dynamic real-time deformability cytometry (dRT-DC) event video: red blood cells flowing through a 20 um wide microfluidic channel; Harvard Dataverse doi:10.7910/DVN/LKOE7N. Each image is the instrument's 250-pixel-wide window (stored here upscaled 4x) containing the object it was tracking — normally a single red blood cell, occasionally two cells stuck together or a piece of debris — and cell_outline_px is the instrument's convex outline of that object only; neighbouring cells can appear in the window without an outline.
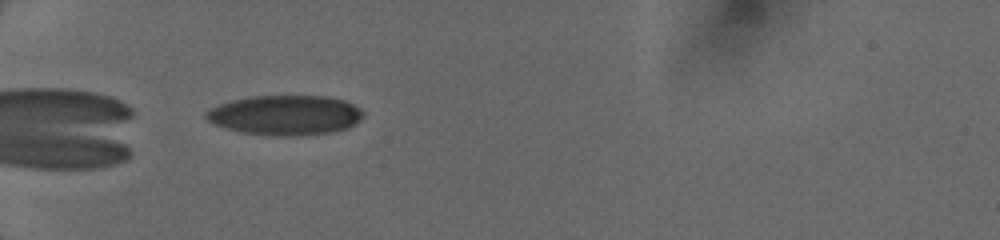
{"species": "human", "species_latin": "Homo sapiens", "temperature_condition": "cold", "stored_images_in_passage": 2, "camera_frame_rate_fps": 3000, "um_per_image_px": 0.085, "donor": {"sex": "female"}, "frame": {"image": 1, "passage_image": 1, "time_ms": 0.0, "image_size_px": [1000, 240], "cell_outline_px": [[364, 116], [348, 128], [332, 132], [296, 136], [272, 136], [240, 132], [224, 128], [212, 124], [204, 116], [204, 112], [220, 104], [232, 100], [252, 96], [328, 96], [344, 100], [360, 108], [364, 112]], "centroid_in_image_um": [24.23, 9.79], "position_along_channel_um": 60.8, "area_um2": 36.7}}